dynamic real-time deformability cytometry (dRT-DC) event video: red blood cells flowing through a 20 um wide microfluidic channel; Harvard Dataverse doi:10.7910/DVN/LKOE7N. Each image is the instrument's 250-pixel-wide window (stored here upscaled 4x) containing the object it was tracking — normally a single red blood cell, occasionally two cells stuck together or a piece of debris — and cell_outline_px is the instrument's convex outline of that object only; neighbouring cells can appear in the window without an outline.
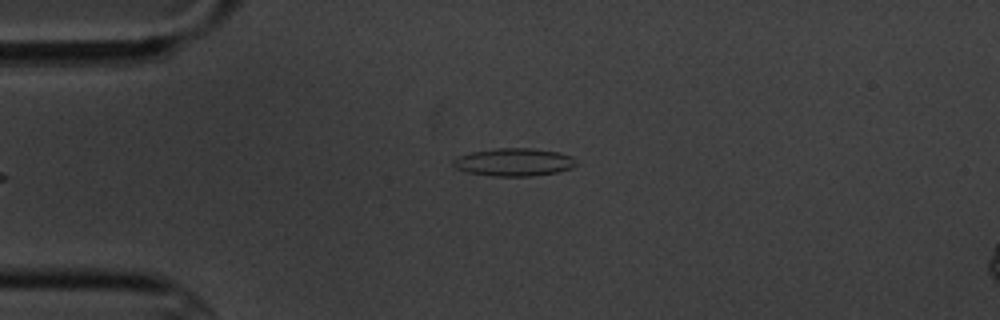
{"species": "common noctule bat (a hibernating species)", "species_latin": "Nyctalus noctula", "temperature_condition": "cold", "stored_images_in_passage": 2, "camera_frame_rate_fps": 3000, "um_per_image_px": 0.085, "animal": {"sex": "male", "body_mass_g": 20.1, "forearm_length_mm": 53.5}, "frame": {"image": 1, "passage_image": 1, "time_ms": 0.0, "image_size_px": [1000, 320], "cell_outline_px": [[576, 164], [572, 168], [556, 172], [532, 176], [496, 176], [468, 172], [456, 168], [452, 164], [452, 160], [460, 156], [472, 152], [496, 148], [532, 148], [556, 152], [572, 156]], "centroid_in_image_um": [43.68, 13.78], "position_along_channel_um": 41.3, "area_um2": 19.71}}